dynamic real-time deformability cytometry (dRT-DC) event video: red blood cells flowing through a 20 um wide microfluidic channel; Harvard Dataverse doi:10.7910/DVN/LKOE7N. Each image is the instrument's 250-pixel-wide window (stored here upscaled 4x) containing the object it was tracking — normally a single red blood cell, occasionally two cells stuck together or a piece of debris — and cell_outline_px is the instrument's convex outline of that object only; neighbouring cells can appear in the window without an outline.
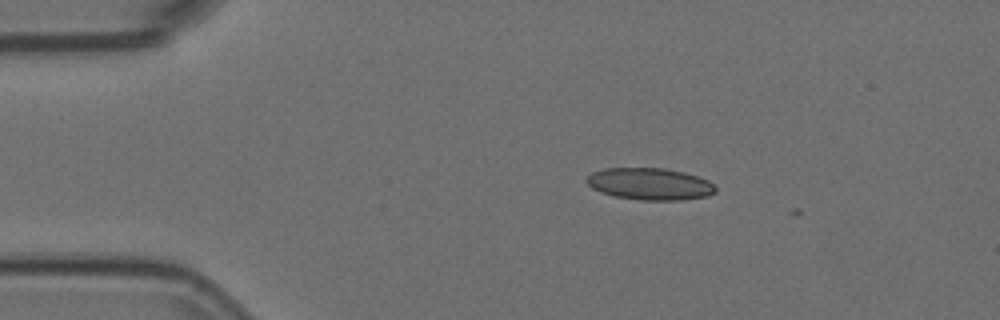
{"species": "Egyptian fruit bat (a non-hibernating species)", "species_latin": "Rousettus aegyptiacus", "temperature_condition": "room temperature", "stored_images_in_passage": 5, "camera_frame_rate_fps": 3000, "um_per_image_px": 0.085, "animal": {"sex": "female"}, "frame": {"image": 1, "passage_image": 2, "time_ms": 0.333, "image_size_px": [1000, 320], "cell_outline_px": [[716, 192], [708, 196], [680, 200], [640, 200], [616, 196], [600, 192], [592, 188], [584, 180], [592, 172], [604, 168], [664, 168], [684, 172], [708, 180], [716, 188]], "centroid_in_image_um": [55.22, 15.63], "position_along_channel_um": 29.8, "area_um2": 23.99}}
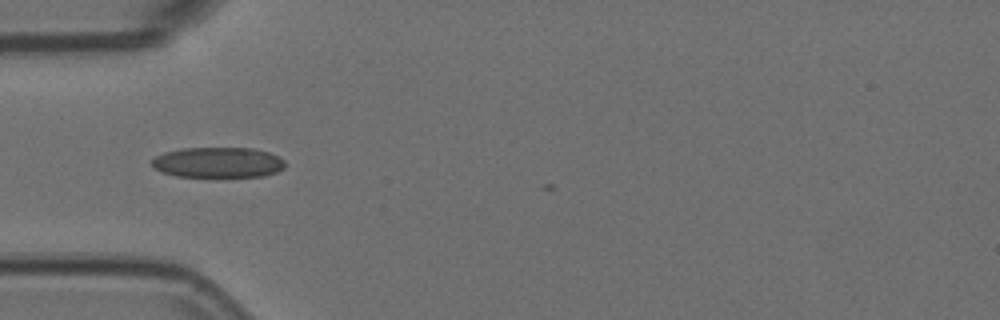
{"frame": {"image": 2, "passage_image": 4, "time_ms": 1.0, "image_size_px": [1000, 320], "cell_outline_px": [[284, 168], [276, 172], [264, 176], [220, 180], [176, 176], [160, 172], [152, 168], [152, 160], [156, 156], [164, 152], [180, 148], [252, 148], [268, 152], [284, 160]], "centroid_in_image_um": [18.5, 13.87], "position_along_channel_um": 66.5, "area_um2": 24.85}}